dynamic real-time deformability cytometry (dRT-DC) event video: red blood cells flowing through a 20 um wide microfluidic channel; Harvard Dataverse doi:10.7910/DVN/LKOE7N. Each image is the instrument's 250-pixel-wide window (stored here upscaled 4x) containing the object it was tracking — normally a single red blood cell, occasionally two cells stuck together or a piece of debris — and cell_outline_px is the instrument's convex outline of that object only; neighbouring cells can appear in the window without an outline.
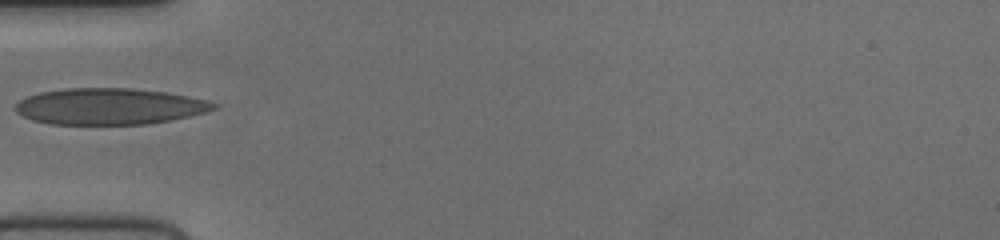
{"species": "human", "species_latin": "Homo sapiens", "temperature_condition": "cold", "stored_images_in_passage": 36, "camera_frame_rate_fps": 3000, "um_per_image_px": 0.085, "donor": {"sex": "female"}, "frame": {"image": 1, "passage_image": 1, "time_ms": 0.0, "image_size_px": [1000, 240], "cell_outline_px": [[216, 108], [204, 112], [172, 120], [144, 124], [52, 124], [32, 120], [16, 112], [12, 108], [20, 100], [28, 96], [40, 92], [64, 88], [132, 88], [164, 92], [188, 96], [204, 100], [216, 104]], "centroid_in_image_um": [9.24, 9.04], "position_along_channel_um": 75.8, "area_um2": 41.73}}
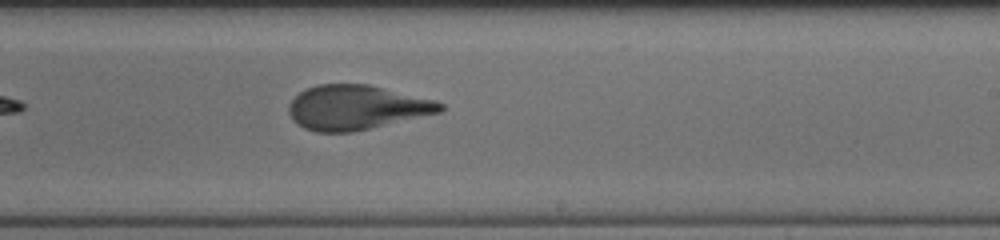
{"frame": {"image": 2, "passage_image": 15, "time_ms": 4.667, "image_size_px": [1000, 240], "cell_outline_px": [[444, 108], [440, 112], [352, 132], [316, 132], [304, 128], [296, 124], [292, 120], [288, 112], [288, 104], [300, 92], [316, 84], [368, 84], [436, 100], [444, 104]], "centroid_in_image_um": [30.26, 9.13], "position_along_channel_um": 258.7, "area_um2": 39.19}}
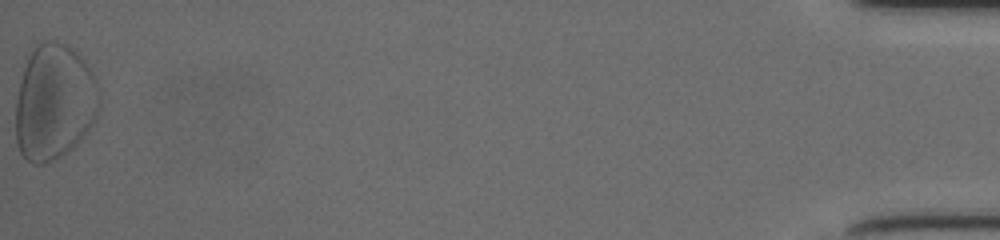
{"frame": {"image": 3, "passage_image": 36, "time_ms": 11.667, "image_size_px": [1000, 240], "cell_outline_px": [[100, 100], [96, 116], [92, 124], [76, 144], [72, 148], [60, 156], [52, 160], [40, 164], [32, 164], [20, 152], [16, 144], [16, 100], [24, 68], [32, 44], [44, 40], [56, 40], [72, 48], [84, 60], [96, 76], [100, 92]], "centroid_in_image_um": [4.61, 8.64], "position_along_channel_um": 430.6, "area_um2": 56.82}}